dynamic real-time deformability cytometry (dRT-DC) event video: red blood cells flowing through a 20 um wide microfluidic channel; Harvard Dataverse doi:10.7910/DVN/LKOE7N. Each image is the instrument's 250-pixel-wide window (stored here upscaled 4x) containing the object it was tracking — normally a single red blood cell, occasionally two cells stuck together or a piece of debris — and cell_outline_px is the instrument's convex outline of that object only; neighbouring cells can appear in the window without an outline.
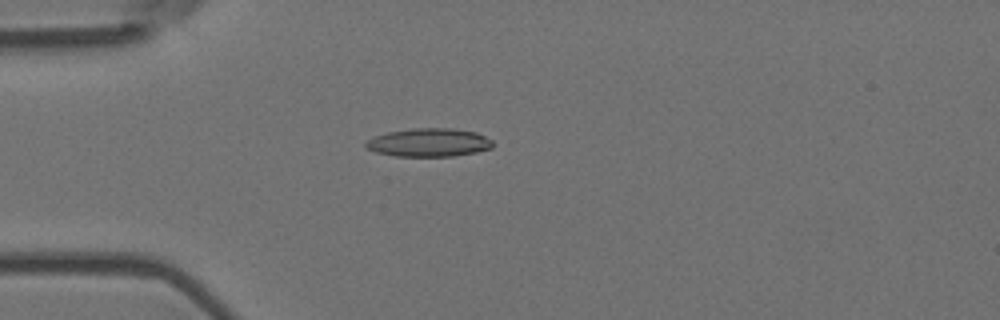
{"species": "Egyptian fruit bat (a non-hibernating species)", "species_latin": "Rousettus aegyptiacus", "temperature_condition": "room temperature", "stored_images_in_passage": 5, "camera_frame_rate_fps": 3000, "um_per_image_px": 0.085, "animal": {"sex": "female"}, "frame": {"image": 1, "passage_image": 5, "time_ms": 1.333, "image_size_px": [1000, 320], "cell_outline_px": [[492, 148], [476, 152], [452, 156], [396, 156], [376, 152], [364, 148], [364, 144], [372, 136], [388, 132], [412, 128], [452, 128], [476, 132], [492, 140]], "centroid_in_image_um": [36.42, 12.11], "position_along_channel_um": 48.6, "area_um2": 21.04}}